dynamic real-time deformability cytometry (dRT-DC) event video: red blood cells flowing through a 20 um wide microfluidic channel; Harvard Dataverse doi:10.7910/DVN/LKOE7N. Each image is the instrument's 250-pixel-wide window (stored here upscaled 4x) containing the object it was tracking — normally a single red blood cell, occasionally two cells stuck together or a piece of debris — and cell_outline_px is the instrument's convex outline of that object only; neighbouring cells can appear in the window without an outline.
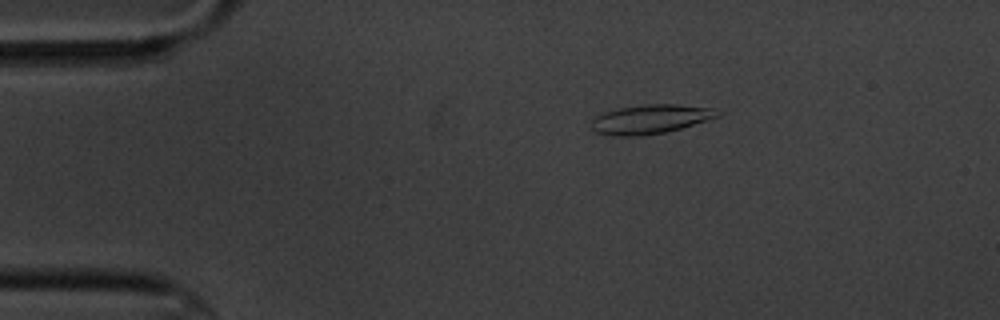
{"species": "common noctule bat (a hibernating species)", "species_latin": "Nyctalus noctula", "temperature_condition": "cold", "stored_images_in_passage": 6, "camera_frame_rate_fps": 3000, "um_per_image_px": 0.085, "animal": {"sex": "male", "body_mass_g": 20.1, "forearm_length_mm": 53.5}, "frame": {"image": 1, "passage_image": 3, "time_ms": 2.333, "image_size_px": [1000, 320], "cell_outline_px": [[724, 112], [720, 116], [708, 120], [680, 128], [664, 132], [640, 136], [612, 136], [596, 132], [592, 128], [592, 120], [596, 116], [604, 112], [620, 108], [644, 104], [680, 104], [712, 108]], "centroid_in_image_um": [55.32, 10.12], "position_along_channel_um": 29.7, "area_um2": 21.44}}
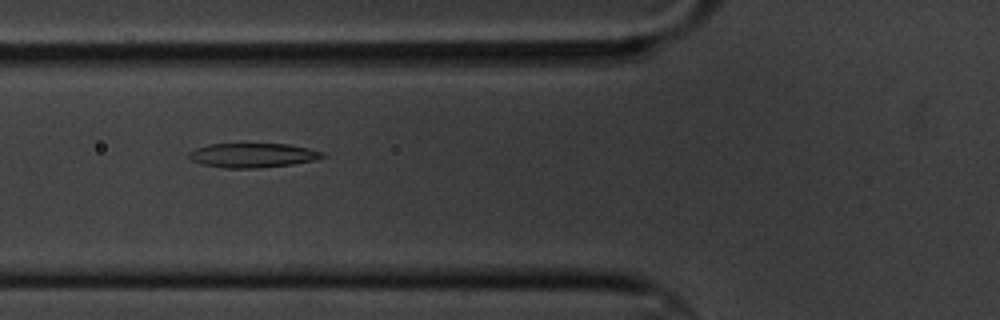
{"frame": {"image": 2, "passage_image": 6, "time_ms": 6.0, "image_size_px": [1000, 320], "cell_outline_px": [[324, 156], [316, 160], [292, 164], [260, 168], [224, 168], [200, 164], [192, 160], [188, 156], [188, 152], [196, 148], [208, 144], [244, 140], [288, 144], [308, 148], [324, 152]], "centroid_in_image_um": [21.43, 13.14], "position_along_channel_um": 104.4, "area_um2": 20.17}}